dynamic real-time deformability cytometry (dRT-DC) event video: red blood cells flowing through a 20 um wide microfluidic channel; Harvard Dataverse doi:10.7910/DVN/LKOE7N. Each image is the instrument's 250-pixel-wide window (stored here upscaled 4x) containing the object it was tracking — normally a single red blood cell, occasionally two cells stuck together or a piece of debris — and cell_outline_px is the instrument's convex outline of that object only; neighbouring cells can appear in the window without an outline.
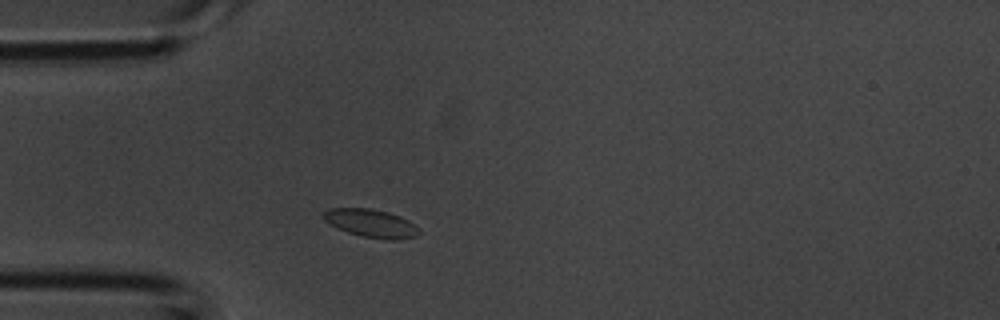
{"species": "common noctule bat (a hibernating species)", "species_latin": "Nyctalus noctula", "temperature_condition": "room temperature", "stored_images_in_passage": 1, "camera_frame_rate_fps": 3000, "um_per_image_px": 0.085, "animal": {"sex": "male", "body_mass_g": 20.1, "forearm_length_mm": 53.5}, "frame": {"image": 1, "passage_image": 1, "time_ms": 0.0, "image_size_px": [1000, 320], "cell_outline_px": [[420, 232], [416, 236], [396, 240], [384, 240], [360, 236], [336, 228], [324, 220], [320, 216], [320, 212], [332, 208], [372, 208], [388, 212], [400, 216], [408, 220], [420, 228]], "centroid_in_image_um": [31.51, 18.98], "position_along_channel_um": 53.5, "area_um2": 16.01}}